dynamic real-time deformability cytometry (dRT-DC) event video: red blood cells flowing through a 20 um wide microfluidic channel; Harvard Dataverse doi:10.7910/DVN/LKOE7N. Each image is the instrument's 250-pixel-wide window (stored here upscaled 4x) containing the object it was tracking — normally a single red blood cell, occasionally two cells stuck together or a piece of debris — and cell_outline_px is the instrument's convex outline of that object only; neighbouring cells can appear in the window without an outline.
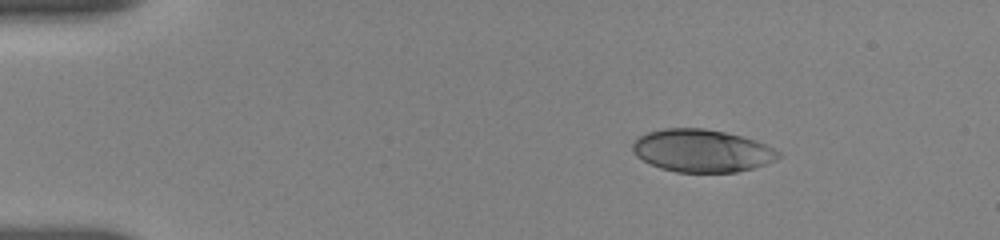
{"species": "human", "species_latin": "Homo sapiens", "temperature_condition": "room temperature", "stored_images_in_passage": 47, "camera_frame_rate_fps": 3000, "um_per_image_px": 0.085, "donor": {"sex": "female"}, "frame": {"image": 1, "passage_image": 1, "time_ms": 0.0, "image_size_px": [1000, 240], "cell_outline_px": [[780, 156], [776, 160], [752, 168], [736, 172], [676, 172], [660, 168], [636, 156], [632, 152], [632, 144], [640, 136], [648, 132], [664, 128], [704, 128], [744, 136], [756, 140], [780, 152]], "centroid_in_image_um": [59.65, 12.81], "position_along_channel_um": 25.3, "area_um2": 36.13}}
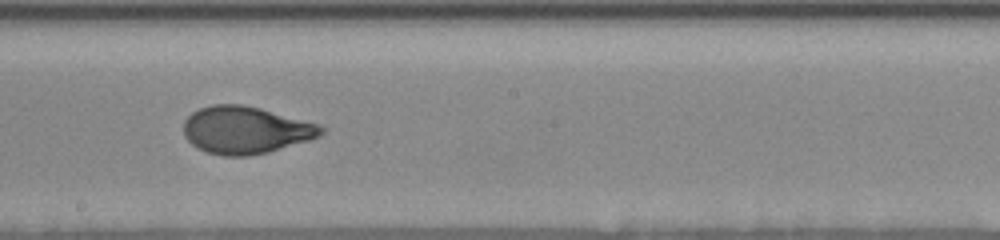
{"frame": {"image": 2, "passage_image": 24, "time_ms": 7.667, "image_size_px": [1000, 240], "cell_outline_px": [[328, 128], [320, 136], [308, 140], [268, 152], [248, 156], [224, 156], [208, 152], [196, 148], [184, 136], [184, 120], [192, 112], [200, 108], [212, 104], [240, 104], [260, 108], [320, 124]], "centroid_in_image_um": [20.88, 11.05], "position_along_channel_um": 227.3, "area_um2": 38.03}}
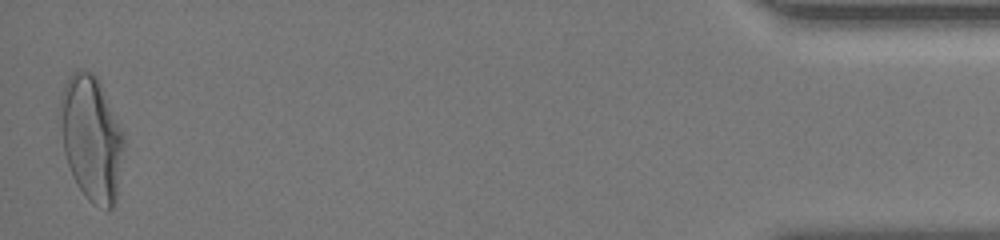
{"frame": {"image": 3, "passage_image": 47, "time_ms": 15.333, "image_size_px": [1000, 240], "cell_outline_px": [[124, 144], [116, 200], [112, 208], [108, 212], [88, 200], [76, 184], [68, 164], [64, 152], [60, 124], [60, 100], [64, 84], [68, 76], [76, 68], [80, 68], [92, 72], [96, 76], [124, 132]], "centroid_in_image_um": [7.77, 11.74], "position_along_channel_um": 427.4, "area_um2": 46.59}, "authors_computed_cell_mechanics": {"area_um2": 37.6856, "velocity_mm_per_s": 3.6643, "shape_relaxation_time_tau1_ms": 4.5673, "shape_relaxation_time_tau2_ms": null, "deformation_change_tau1": 0.1898, "deformation_change_tau2": null}}